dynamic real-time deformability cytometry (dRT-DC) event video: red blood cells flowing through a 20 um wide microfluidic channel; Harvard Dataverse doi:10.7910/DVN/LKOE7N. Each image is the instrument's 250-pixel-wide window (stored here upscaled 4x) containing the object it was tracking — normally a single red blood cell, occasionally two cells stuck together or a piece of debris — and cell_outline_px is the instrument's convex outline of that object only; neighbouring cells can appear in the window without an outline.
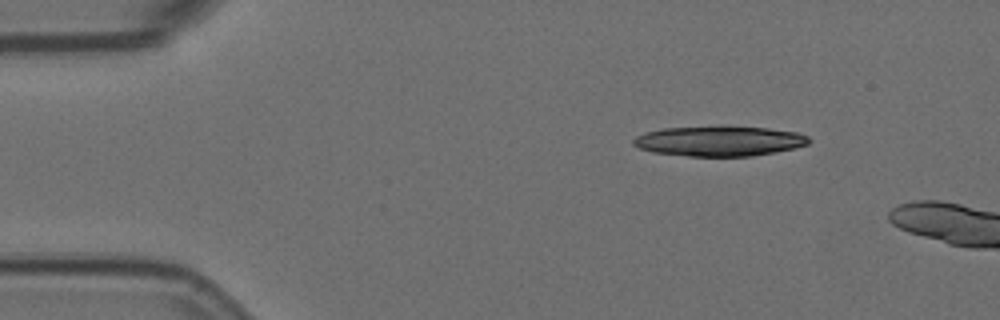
{"species": "Egyptian fruit bat (a non-hibernating species)", "species_latin": "Rousettus aegyptiacus", "temperature_condition": "room temperature", "stored_images_in_passage": 5, "camera_frame_rate_fps": 3000, "um_per_image_px": 0.085, "animal": {"sex": "female"}, "frame": {"image": 1, "passage_image": 1, "time_ms": 0.0, "image_size_px": [1000, 320], "cell_outline_px": [[812, 140], [808, 144], [792, 148], [752, 156], [688, 156], [652, 152], [640, 148], [632, 144], [632, 140], [636, 136], [644, 132], [664, 128], [724, 124], [768, 128], [796, 132], [808, 136]], "centroid_in_image_um": [61.11, 11.95], "position_along_channel_um": 23.9, "area_um2": 31.44}}